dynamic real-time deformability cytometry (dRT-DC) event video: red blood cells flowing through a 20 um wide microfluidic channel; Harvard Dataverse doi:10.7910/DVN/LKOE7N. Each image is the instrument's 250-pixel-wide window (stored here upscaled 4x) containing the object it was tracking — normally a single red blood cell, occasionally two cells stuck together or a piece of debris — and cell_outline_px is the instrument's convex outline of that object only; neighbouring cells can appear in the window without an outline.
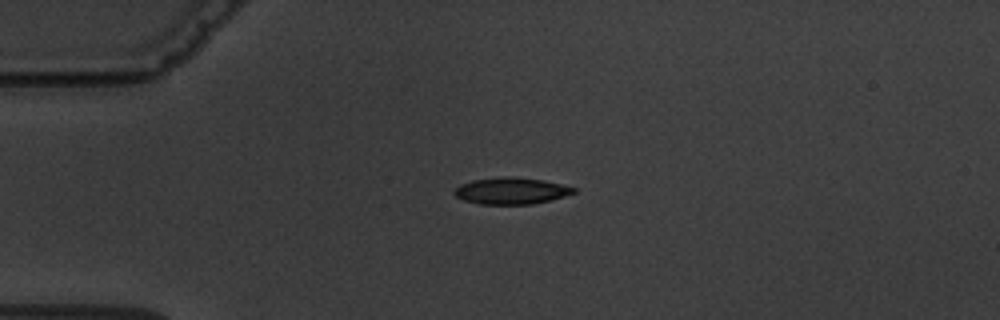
{"species": "common noctule bat (a hibernating species)", "species_latin": "Nyctalus noctula", "temperature_condition": "warm", "stored_images_in_passage": 1, "camera_frame_rate_fps": 3000, "um_per_image_px": 0.085, "animal": {"sex": "male", "body_mass_g": 19.5, "forearm_length_mm": 54.6}, "frame": {"image": 1, "passage_image": 1, "time_ms": 0.0, "image_size_px": [1000, 320], "cell_outline_px": [[576, 192], [552, 200], [532, 204], [480, 204], [464, 200], [456, 196], [452, 192], [460, 184], [472, 180], [500, 176], [512, 176], [544, 180], [576, 188]], "centroid_in_image_um": [43.44, 16.21], "position_along_channel_um": 41.6, "area_um2": 18.61}}